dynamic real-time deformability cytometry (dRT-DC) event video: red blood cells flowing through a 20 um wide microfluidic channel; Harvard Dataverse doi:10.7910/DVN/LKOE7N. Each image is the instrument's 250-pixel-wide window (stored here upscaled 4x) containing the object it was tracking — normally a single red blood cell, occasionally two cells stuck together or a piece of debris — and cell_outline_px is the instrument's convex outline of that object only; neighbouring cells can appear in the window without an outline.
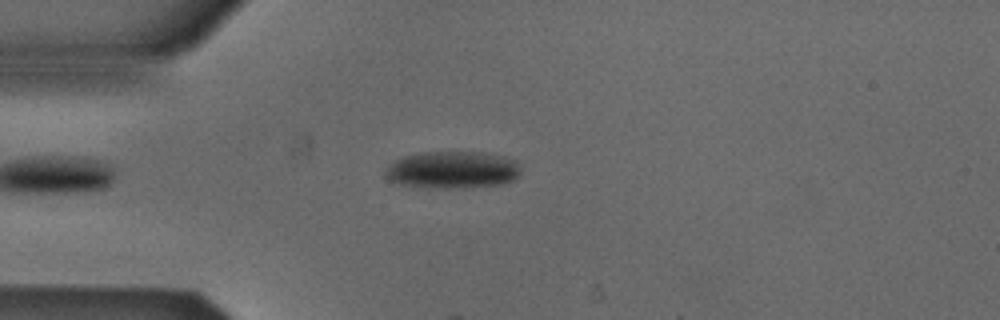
{"species": "Egyptian fruit bat (a non-hibernating species)", "species_latin": "Rousettus aegyptiacus", "temperature_condition": "cold", "stored_images_in_passage": 9, "camera_frame_rate_fps": 3000, "um_per_image_px": 0.085, "animal": {"sex": "male"}, "frame": {"image": 1, "passage_image": 6, "time_ms": 1.667, "image_size_px": [1000, 320], "cell_outline_px": [[520, 172], [512, 180], [504, 184], [464, 188], [412, 188], [396, 184], [388, 180], [384, 172], [396, 160], [404, 156], [424, 152], [480, 152], [504, 156], [516, 160], [520, 168]], "centroid_in_image_um": [38.44, 14.46], "position_along_channel_um": 46.6, "area_um2": 29.77}}